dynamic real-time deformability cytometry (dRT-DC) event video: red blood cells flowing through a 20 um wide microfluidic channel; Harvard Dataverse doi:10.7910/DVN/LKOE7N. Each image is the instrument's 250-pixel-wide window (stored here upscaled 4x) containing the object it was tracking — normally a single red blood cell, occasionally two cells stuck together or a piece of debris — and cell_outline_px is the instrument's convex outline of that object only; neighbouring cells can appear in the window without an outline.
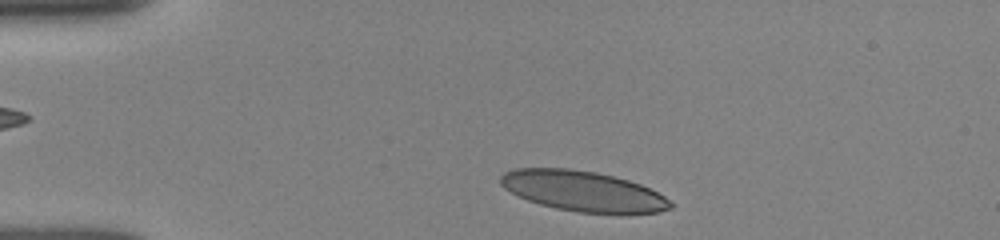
{"species": "human", "species_latin": "Homo sapiens", "temperature_condition": "room temperature", "stored_images_in_passage": 32, "camera_frame_rate_fps": 3000, "um_per_image_px": 0.085, "donor": {"sex": "female"}, "frame": {"image": 1, "passage_image": 1, "time_ms": 0.0, "image_size_px": [1000, 240], "cell_outline_px": [[672, 208], [660, 212], [576, 212], [556, 208], [540, 204], [528, 200], [504, 188], [500, 184], [500, 176], [504, 172], [516, 168], [568, 168], [596, 172], [628, 180], [640, 184], [664, 196], [672, 204]], "centroid_in_image_um": [49.51, 16.22], "position_along_channel_um": 35.5, "area_um2": 39.3}}
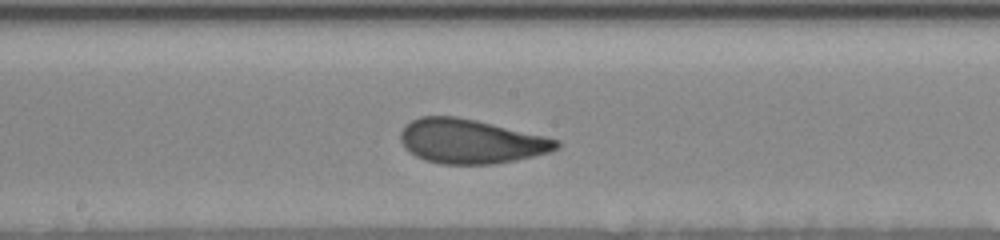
{"frame": {"image": 2, "passage_image": 18, "time_ms": 5.667, "image_size_px": [1000, 240], "cell_outline_px": [[560, 144], [556, 148], [548, 152], [532, 156], [492, 164], [440, 164], [424, 160], [408, 152], [404, 148], [400, 140], [400, 132], [412, 120], [420, 116], [456, 116], [476, 120], [544, 136], [560, 140]], "centroid_in_image_um": [39.96, 12.01], "position_along_channel_um": 208.2, "area_um2": 40.0}}
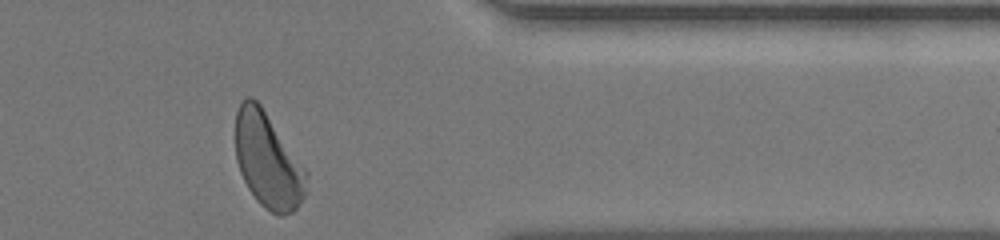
{"frame": {"image": 3, "passage_image": 31, "time_ms": 10.667, "image_size_px": [1000, 240], "cell_outline_px": [[308, 176], [304, 196], [296, 208], [292, 212], [284, 216], [280, 216], [264, 208], [256, 200], [248, 188], [240, 172], [236, 160], [236, 112], [240, 104], [248, 96], [252, 96], [260, 104], [308, 172]], "centroid_in_image_um": [22.77, 13.66], "position_along_channel_um": 388.6, "area_um2": 39.13}, "authors_computed_cell_mechanics": {"area_um2": 40.171, "velocity_mm_per_s": 3.8614, "shape_relaxation_time_tau1_ms": 3.4126, "shape_relaxation_time_tau2_ms": 0.8475, "deformation_change_tau1": 0.1605, "deformation_change_tau2": 0.084}}